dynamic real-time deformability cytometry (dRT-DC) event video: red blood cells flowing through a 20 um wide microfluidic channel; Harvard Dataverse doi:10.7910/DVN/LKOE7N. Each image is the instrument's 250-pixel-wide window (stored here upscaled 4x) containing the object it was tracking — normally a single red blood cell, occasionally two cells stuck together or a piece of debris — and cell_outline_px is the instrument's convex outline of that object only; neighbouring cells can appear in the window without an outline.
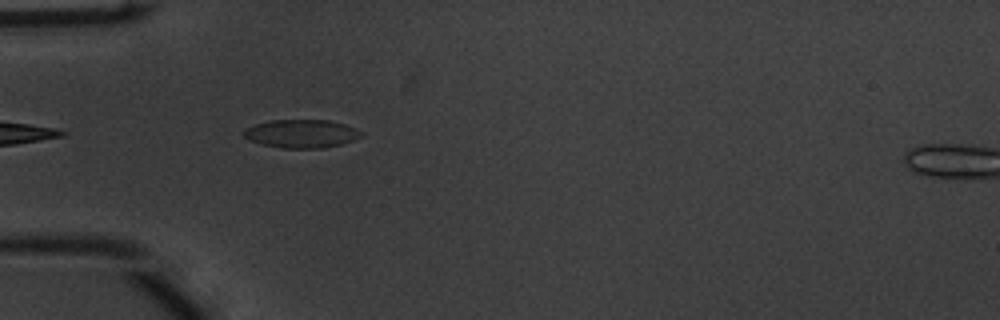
{"species": "common noctule bat (a hibernating species)", "species_latin": "Nyctalus noctula", "temperature_condition": "warm", "stored_images_in_passage": 9, "camera_frame_rate_fps": 3000, "um_per_image_px": 0.085, "animal": {"sex": "male", "body_mass_g": 20.1, "forearm_length_mm": 53.5}, "frame": {"image": 1, "passage_image": 3, "time_ms": 0.667, "image_size_px": [1000, 320], "cell_outline_px": [[364, 136], [340, 144], [324, 148], [284, 148], [264, 144], [252, 140], [244, 136], [244, 128], [256, 124], [272, 120], [328, 120], [344, 124], [364, 132]], "centroid_in_image_um": [25.66, 11.35], "position_along_channel_um": 59.3, "area_um2": 19.13}}